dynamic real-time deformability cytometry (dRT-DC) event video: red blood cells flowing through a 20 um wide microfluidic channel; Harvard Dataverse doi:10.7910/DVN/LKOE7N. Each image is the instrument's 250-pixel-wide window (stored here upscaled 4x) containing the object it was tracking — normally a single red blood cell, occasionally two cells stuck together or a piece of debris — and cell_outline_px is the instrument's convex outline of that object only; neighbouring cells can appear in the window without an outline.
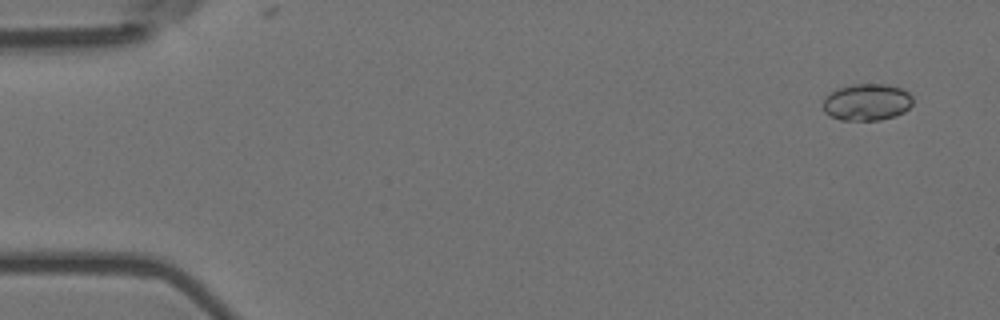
{"species": "Egyptian fruit bat (a non-hibernating species)", "species_latin": "Rousettus aegyptiacus", "temperature_condition": "room temperature", "stored_images_in_passage": 2, "segment_of_instrument_passage": [2, 2], "camera_frame_rate_fps": 3000, "um_per_image_px": 0.085, "animal": {"sex": "female"}, "frame": {"image": 1, "passage_image": 2, "time_ms": 0.333, "image_size_px": [1000, 320], "cell_outline_px": [[912, 104], [904, 112], [896, 116], [880, 120], [840, 120], [824, 112], [824, 96], [836, 88], [852, 84], [888, 84], [904, 88], [912, 96]], "centroid_in_image_um": [73.7, 8.67], "position_along_channel_um": 11.3, "area_um2": 19.54}}